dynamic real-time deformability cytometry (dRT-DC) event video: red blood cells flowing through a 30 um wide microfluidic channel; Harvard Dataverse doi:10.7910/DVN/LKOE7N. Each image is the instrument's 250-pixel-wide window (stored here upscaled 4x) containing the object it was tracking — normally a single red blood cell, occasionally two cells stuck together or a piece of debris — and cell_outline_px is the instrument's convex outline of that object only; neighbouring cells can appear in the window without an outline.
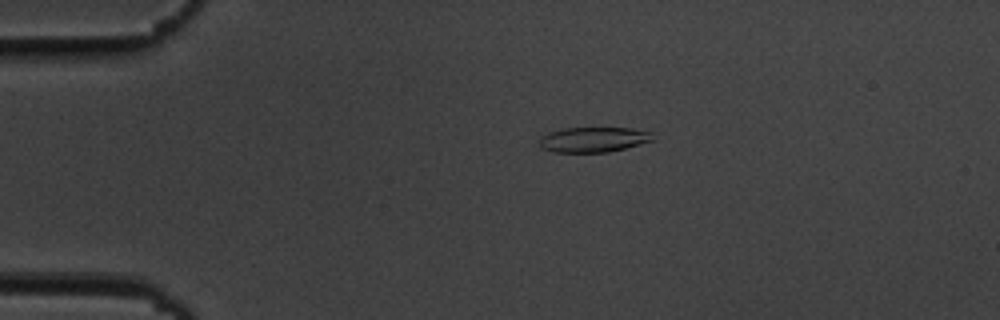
{"species": "common noctule bat (a hibernating species)", "species_latin": "Nyctalus noctula", "temperature_condition": "cold", "stored_images_in_passage": 46, "camera_frame_rate_fps": 3000, "um_per_image_px": 0.085, "animal": {"sex": "male", "body_mass_g": 19.5, "forearm_length_mm": 54.6}, "frame": {"image": 1, "passage_image": 3, "time_ms": 0.667, "image_size_px": [1000, 320], "cell_outline_px": [[652, 140], [624, 148], [608, 152], [552, 152], [540, 148], [540, 136], [548, 132], [564, 128], [632, 128], [652, 132]], "centroid_in_image_um": [50.38, 11.86], "position_along_channel_um": 34.6, "area_um2": 16.53}}
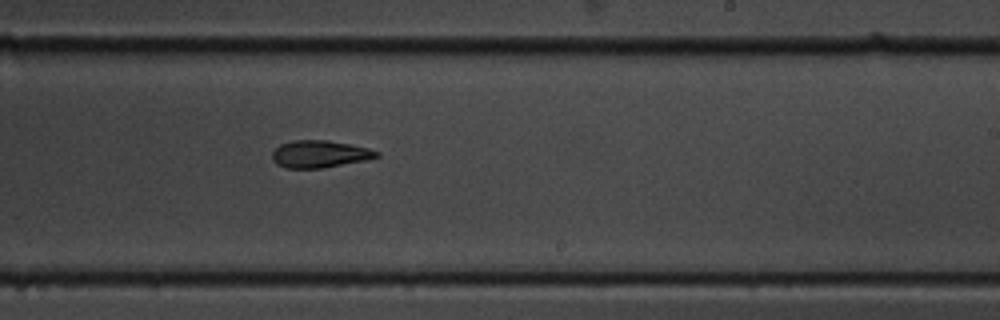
{"frame": {"image": 2, "passage_image": 25, "time_ms": 8.0, "image_size_px": [1000, 320], "cell_outline_px": [[380, 156], [368, 160], [324, 168], [288, 168], [276, 164], [272, 160], [272, 152], [280, 144], [292, 140], [328, 140], [368, 148], [380, 152]], "centroid_in_image_um": [27.18, 13.1], "position_along_channel_um": 261.8, "area_um2": 16.7}}
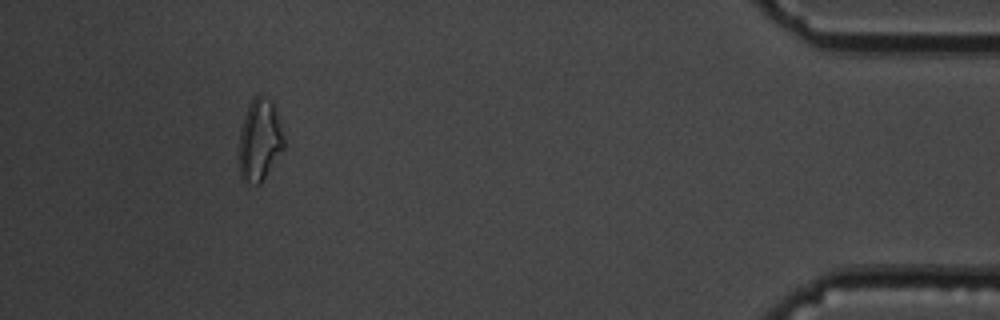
{"frame": {"image": 3, "passage_image": 42, "time_ms": 13.667, "image_size_px": [1000, 320], "cell_outline_px": [[284, 148], [260, 184], [256, 184], [240, 176], [240, 132], [244, 116], [248, 104], [260, 92], [272, 100], [284, 136]], "centroid_in_image_um": [22.09, 11.84], "position_along_channel_um": 413.1, "area_um2": 21.1}, "authors_computed_cell_mechanics": {"area_um2": 17.051, "velocity_mm_per_s": 3.6886, "shape_relaxation_time_tau1_ms": 8.6092, "shape_relaxation_time_tau2_ms": null, "deformation_change_tau1": 0.2076, "deformation_change_tau2": null}}